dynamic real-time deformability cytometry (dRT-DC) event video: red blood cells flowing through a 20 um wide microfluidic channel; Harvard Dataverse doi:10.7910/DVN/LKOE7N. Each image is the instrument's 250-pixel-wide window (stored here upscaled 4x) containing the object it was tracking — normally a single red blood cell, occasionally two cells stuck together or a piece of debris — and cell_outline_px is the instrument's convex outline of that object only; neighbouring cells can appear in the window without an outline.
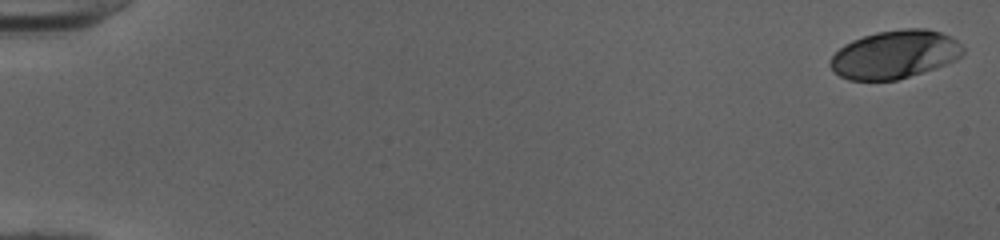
{"species": "human", "species_latin": "Homo sapiens", "temperature_condition": "cold", "stored_images_in_passage": 52, "camera_frame_rate_fps": 3000, "um_per_image_px": 0.085, "donor": {"sex": "female"}, "frame": {"image": 1, "passage_image": 1, "time_ms": 0.0, "image_size_px": [1000, 240], "cell_outline_px": [[964, 52], [956, 60], [936, 68], [896, 80], [848, 80], [840, 76], [828, 64], [832, 56], [844, 44], [852, 40], [876, 32], [904, 28], [924, 28], [940, 32], [956, 40], [964, 48]], "centroid_in_image_um": [76.05, 4.63], "position_along_channel_um": 8.9, "area_um2": 37.17}}
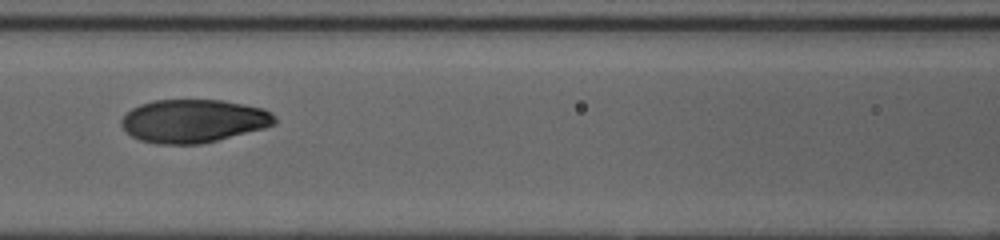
{"frame": {"image": 2, "passage_image": 25, "time_ms": 8.0, "image_size_px": [1000, 240], "cell_outline_px": [[276, 124], [264, 128], [200, 144], [156, 144], [140, 140], [132, 136], [120, 124], [120, 120], [132, 108], [140, 104], [152, 100], [224, 100], [264, 108], [276, 116]], "centroid_in_image_um": [16.45, 10.27], "position_along_channel_um": 150.2, "area_um2": 38.61}}
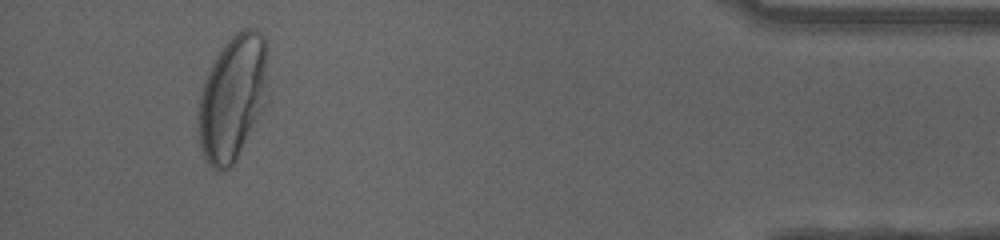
{"frame": {"image": 3, "passage_image": 49, "time_ms": 16.0, "image_size_px": [1000, 240], "cell_outline_px": [[268, 100], [236, 160], [228, 168], [220, 172], [212, 168], [204, 160], [200, 148], [200, 96], [204, 80], [216, 56], [228, 36], [240, 28], [252, 28], [260, 32], [264, 40]], "centroid_in_image_um": [19.78, 8.3], "position_along_channel_um": 415.4, "area_um2": 50.69}, "authors_computed_cell_mechanics": {"area_um2": 38.726, "velocity_mm_per_s": 4.0049, "shape_relaxation_time_tau1_ms": 5.142, "shape_relaxation_time_tau2_ms": null, "deformation_change_tau1": 0.2264, "deformation_change_tau2": null}}